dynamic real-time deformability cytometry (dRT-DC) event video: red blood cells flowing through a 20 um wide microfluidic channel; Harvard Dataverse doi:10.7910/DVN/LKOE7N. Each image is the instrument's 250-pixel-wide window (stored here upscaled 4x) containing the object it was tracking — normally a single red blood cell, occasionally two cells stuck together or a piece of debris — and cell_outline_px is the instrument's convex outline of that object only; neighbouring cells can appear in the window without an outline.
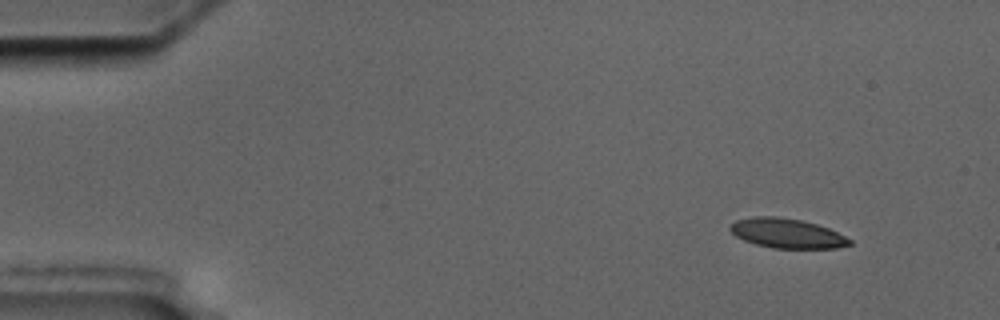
{"species": "common noctule bat (a hibernating species)", "species_latin": "Nyctalus noctula", "temperature_condition": "cold", "stored_images_in_passage": 12, "camera_frame_rate_fps": 3000, "um_per_image_px": 0.085, "animal": {"sex": "male", "body_mass_g": 17.5, "forearm_length_mm": 52.3}, "frame": {"image": 1, "passage_image": 1, "time_ms": 0.0, "image_size_px": [1000, 320], "cell_outline_px": [[852, 244], [836, 248], [772, 248], [756, 244], [744, 240], [736, 236], [728, 228], [736, 220], [752, 216], [776, 216], [800, 220], [816, 224], [828, 228], [852, 240]], "centroid_in_image_um": [66.88, 19.83], "position_along_channel_um": 18.1, "area_um2": 20.46}}
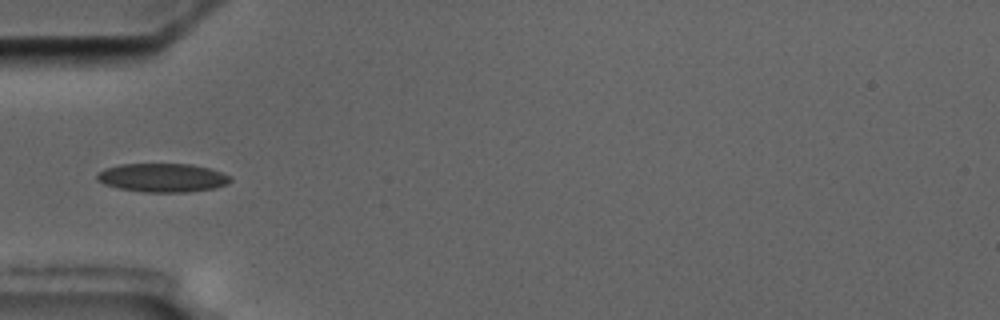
{"frame": {"image": 2, "passage_image": 4, "time_ms": 4.333, "image_size_px": [1000, 320], "cell_outline_px": [[232, 180], [228, 184], [216, 188], [184, 192], [144, 192], [120, 188], [104, 184], [96, 180], [96, 176], [104, 168], [120, 164], [192, 164], [208, 168], [232, 176]], "centroid_in_image_um": [13.83, 15.1], "position_along_channel_um": 71.2, "area_um2": 22.31}}
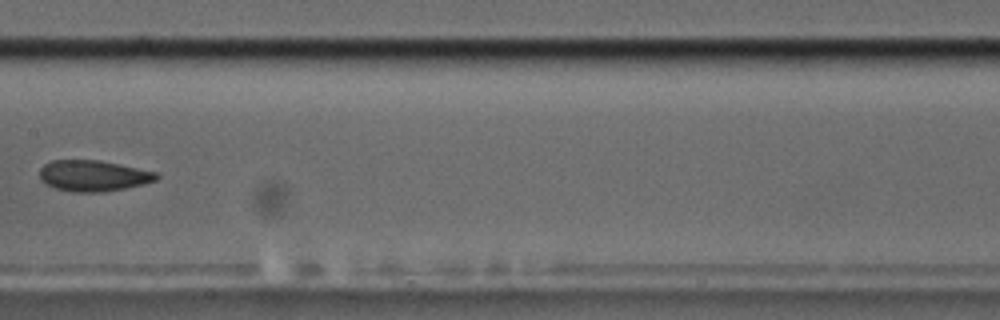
{"frame": {"image": 3, "passage_image": 7, "time_ms": 8.0, "image_size_px": [1000, 320], "cell_outline_px": [[160, 176], [156, 180], [124, 188], [104, 192], [72, 192], [56, 188], [40, 180], [40, 168], [44, 164], [52, 160], [100, 160], [120, 164], [156, 172]], "centroid_in_image_um": [7.91, 14.93], "position_along_channel_um": 199.5, "area_um2": 20.98}, "authors_computed_cell_mechanics": {"area_um2": 21.1837, "velocity_mm_per_s": 3.505, "shape_relaxation_time_tau1_ms": 5.3753, "shape_relaxation_time_tau2_ms": 3.7145, "deformation_change_tau1": 0.1249, "deformation_change_tau2": 0.1008}}